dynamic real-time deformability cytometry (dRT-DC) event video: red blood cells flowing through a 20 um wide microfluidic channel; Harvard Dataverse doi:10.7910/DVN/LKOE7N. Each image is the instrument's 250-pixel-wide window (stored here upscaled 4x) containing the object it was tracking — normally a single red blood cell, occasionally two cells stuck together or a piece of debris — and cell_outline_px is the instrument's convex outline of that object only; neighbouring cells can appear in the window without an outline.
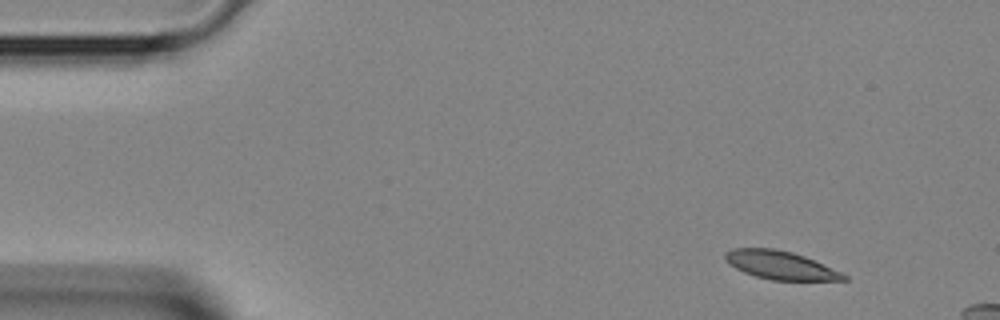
{"species": "Egyptian fruit bat (a non-hibernating species)", "species_latin": "Rousettus aegyptiacus", "temperature_condition": "room temperature", "stored_images_in_passage": 11, "camera_frame_rate_fps": 3000, "um_per_image_px": 0.085, "animal": {"sex": "female"}, "frame": {"image": 1, "passage_image": 4, "time_ms": 1.0, "image_size_px": [1000, 320], "cell_outline_px": [[848, 280], [772, 280], [756, 276], [744, 272], [728, 264], [724, 256], [724, 252], [732, 248], [776, 248], [792, 252], [804, 256], [840, 272], [848, 276]], "centroid_in_image_um": [66.29, 22.53], "position_along_channel_um": 18.7, "area_um2": 19.42}}